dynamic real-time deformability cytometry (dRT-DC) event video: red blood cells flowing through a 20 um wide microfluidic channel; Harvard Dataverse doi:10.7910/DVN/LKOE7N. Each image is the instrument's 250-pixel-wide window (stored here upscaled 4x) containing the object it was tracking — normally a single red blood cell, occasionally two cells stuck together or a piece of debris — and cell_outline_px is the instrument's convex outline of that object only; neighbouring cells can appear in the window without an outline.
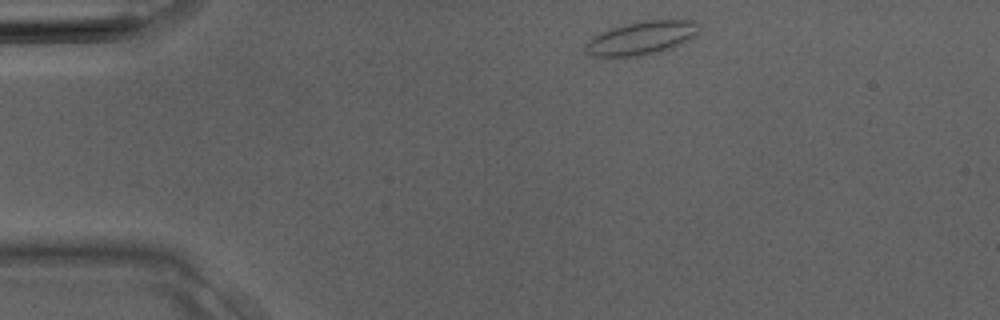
{"species": "Egyptian fruit bat (a non-hibernating species)", "species_latin": "Rousettus aegyptiacus", "temperature_condition": "room temperature", "stored_images_in_passage": 3, "camera_frame_rate_fps": 3000, "um_per_image_px": 0.085, "animal": {"sex": "male"}, "frame": {"image": 1, "passage_image": 1, "time_ms": 0.0, "image_size_px": [1000, 320], "cell_outline_px": [[700, 24], [696, 36], [672, 48], [660, 52], [640, 56], [592, 56], [584, 52], [584, 44], [592, 36], [600, 32], [612, 28], [644, 20], [696, 20]], "centroid_in_image_um": [54.53, 3.23], "position_along_channel_um": 30.5, "area_um2": 22.25}}